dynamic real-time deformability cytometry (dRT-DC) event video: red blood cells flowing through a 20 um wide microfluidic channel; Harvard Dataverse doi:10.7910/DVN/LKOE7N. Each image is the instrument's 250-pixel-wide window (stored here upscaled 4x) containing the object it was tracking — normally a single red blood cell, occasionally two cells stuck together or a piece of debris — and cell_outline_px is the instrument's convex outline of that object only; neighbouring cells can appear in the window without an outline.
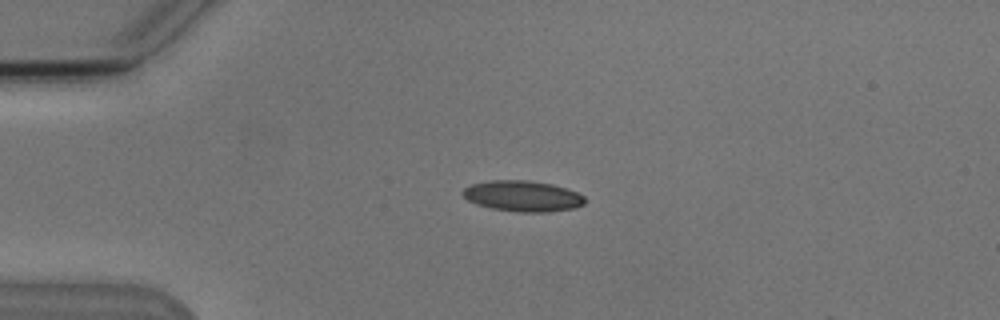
{"species": "Egyptian fruit bat (a non-hibernating species)", "species_latin": "Rousettus aegyptiacus", "temperature_condition": "cold", "stored_images_in_passage": 3, "camera_frame_rate_fps": 3000, "um_per_image_px": 0.085, "animal": {"sex": "male"}, "frame": {"image": 1, "passage_image": 2, "time_ms": 1.333, "image_size_px": [1000, 320], "cell_outline_px": [[584, 204], [576, 208], [548, 212], [516, 212], [492, 208], [476, 204], [468, 200], [460, 192], [464, 188], [472, 184], [488, 180], [528, 180], [552, 184], [568, 188], [584, 196]], "centroid_in_image_um": [44.43, 16.66], "position_along_channel_um": 40.6, "area_um2": 22.08}}